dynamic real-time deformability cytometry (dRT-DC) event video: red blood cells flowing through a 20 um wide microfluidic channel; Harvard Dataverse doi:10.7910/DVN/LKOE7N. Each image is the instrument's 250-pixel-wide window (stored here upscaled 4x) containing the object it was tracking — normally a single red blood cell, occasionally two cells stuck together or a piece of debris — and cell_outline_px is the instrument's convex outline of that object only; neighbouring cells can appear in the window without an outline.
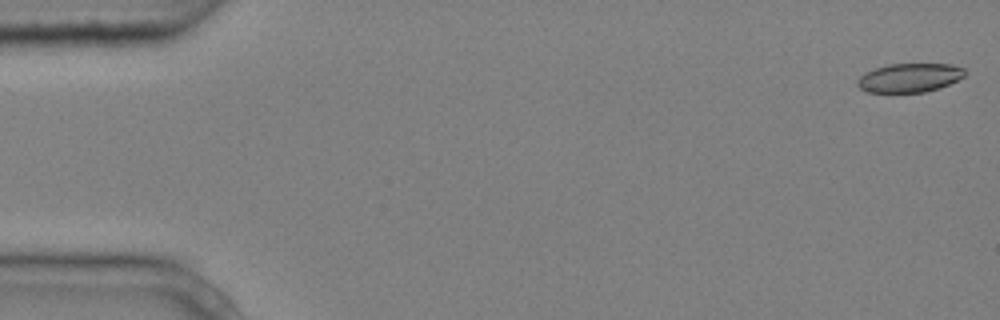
{"species": "common noctule bat (a hibernating species)", "species_latin": "Nyctalus noctula", "temperature_condition": "cold", "stored_images_in_passage": 5, "camera_frame_rate_fps": 3000, "um_per_image_px": 0.085, "animal": {"sex": "male", "body_mass_g": 20.4}, "frame": {"image": 1, "passage_image": 1, "time_ms": 0.0, "image_size_px": [1000, 320], "cell_outline_px": [[964, 76], [940, 88], [924, 92], [868, 92], [860, 88], [856, 84], [856, 80], [860, 76], [876, 68], [888, 64], [952, 64], [964, 68]], "centroid_in_image_um": [77.3, 6.61], "position_along_channel_um": 7.7, "area_um2": 17.92}}